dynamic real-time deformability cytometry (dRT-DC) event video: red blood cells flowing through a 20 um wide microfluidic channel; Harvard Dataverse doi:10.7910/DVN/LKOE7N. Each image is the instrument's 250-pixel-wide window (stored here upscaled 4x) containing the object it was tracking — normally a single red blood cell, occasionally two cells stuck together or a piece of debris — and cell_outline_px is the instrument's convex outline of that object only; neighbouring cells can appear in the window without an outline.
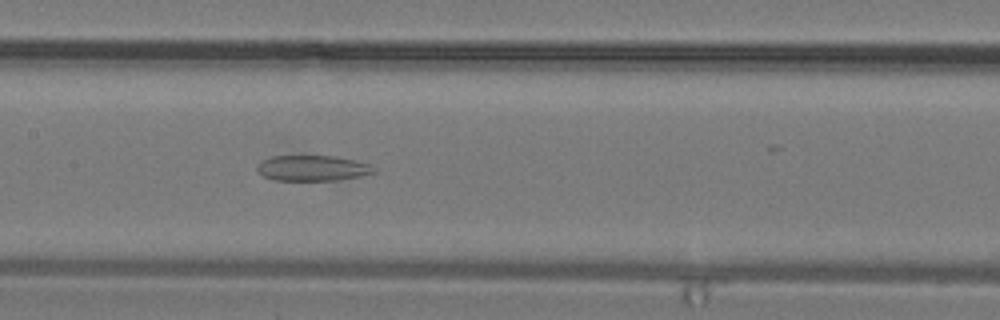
{"species": "common noctule bat (a hibernating species)", "species_latin": "Nyctalus noctula", "temperature_condition": "warm", "stored_images_in_passage": 24, "camera_frame_rate_fps": 3000, "um_per_image_px": 0.085, "animal": {"sex": "male", "body_mass_g": 19.2, "forearm_length_mm": 51.8}, "frame": {"image": 1, "passage_image": 7, "time_ms": 2.0, "image_size_px": [1000, 320], "cell_outline_px": [[376, 172], [360, 176], [340, 180], [276, 180], [264, 176], [256, 168], [256, 164], [260, 160], [272, 156], [336, 156], [368, 164], [376, 168]], "centroid_in_image_um": [26.54, 14.29], "position_along_channel_um": 180.9, "area_um2": 17.34}}
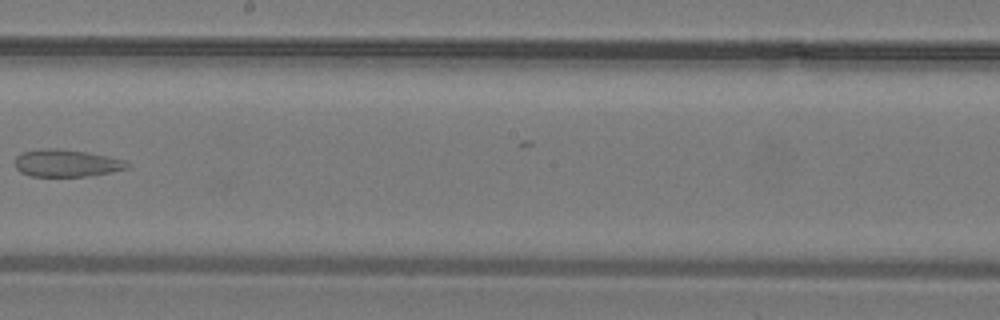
{"frame": {"image": 2, "passage_image": 10, "time_ms": 3.0, "image_size_px": [1000, 320], "cell_outline_px": [[132, 164], [128, 168], [112, 172], [88, 176], [32, 176], [20, 172], [16, 168], [16, 156], [20, 152], [48, 148], [56, 148], [88, 152], [108, 156], [124, 160]], "centroid_in_image_um": [5.68, 13.86], "position_along_channel_um": 242.5, "area_um2": 17.92}}
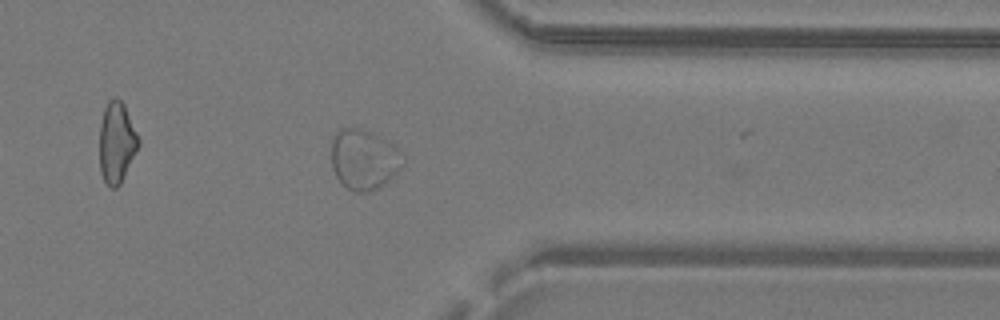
{"frame": {"image": 3, "passage_image": 17, "time_ms": 5.333, "image_size_px": [1000, 320], "cell_outline_px": [[404, 164], [388, 180], [376, 188], [368, 192], [356, 192], [348, 188], [336, 176], [332, 168], [332, 136], [340, 128], [360, 128], [372, 132], [396, 144], [400, 152]], "centroid_in_image_um": [30.93, 13.51], "position_along_channel_um": 380.5, "area_um2": 25.03}}